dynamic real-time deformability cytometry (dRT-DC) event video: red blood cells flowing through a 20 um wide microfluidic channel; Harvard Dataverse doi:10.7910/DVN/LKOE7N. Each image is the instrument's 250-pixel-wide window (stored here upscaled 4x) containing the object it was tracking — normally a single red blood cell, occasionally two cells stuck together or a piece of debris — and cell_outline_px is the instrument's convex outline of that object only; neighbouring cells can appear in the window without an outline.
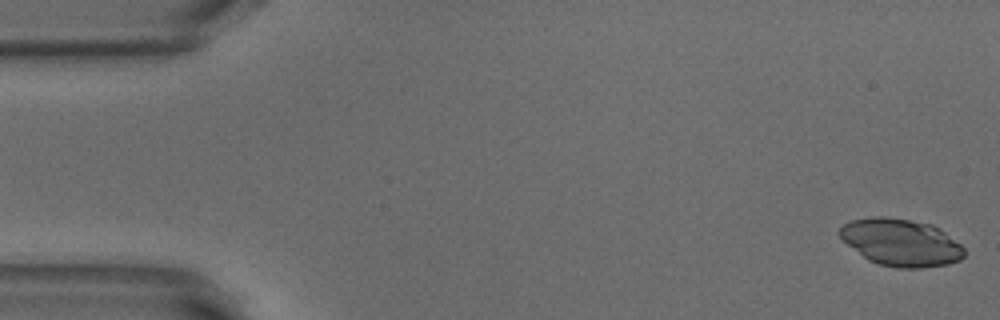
{"species": "common noctule bat (a hibernating species)", "species_latin": "Nyctalus noctula", "temperature_condition": "warm", "stored_images_in_passage": 13, "camera_frame_rate_fps": 3000, "um_per_image_px": 0.085, "animal": {"sex": "male", "body_mass_g": 18.8}, "frame": {"image": 1, "passage_image": 1, "time_ms": 0.0, "image_size_px": [1000, 320], "cell_outline_px": [[964, 256], [960, 260], [948, 264], [920, 268], [896, 268], [880, 264], [868, 260], [848, 244], [836, 232], [844, 224], [852, 220], [872, 216], [884, 216], [932, 224], [940, 228], [960, 244], [964, 248]], "centroid_in_image_um": [76.59, 20.6], "position_along_channel_um": 8.4, "area_um2": 34.16}}